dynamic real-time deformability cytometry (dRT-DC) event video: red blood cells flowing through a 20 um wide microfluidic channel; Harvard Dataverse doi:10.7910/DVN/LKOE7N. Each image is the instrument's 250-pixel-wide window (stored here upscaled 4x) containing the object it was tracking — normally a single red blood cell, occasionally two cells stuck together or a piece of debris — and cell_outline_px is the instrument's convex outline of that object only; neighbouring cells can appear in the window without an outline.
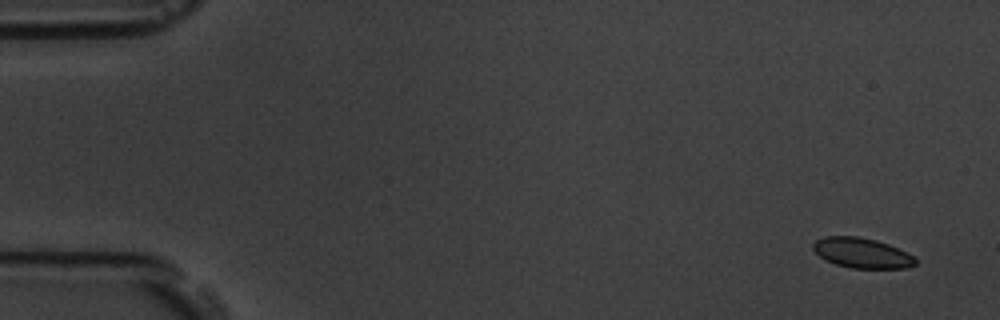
{"species": "common noctule bat (a hibernating species)", "species_latin": "Nyctalus noctula", "temperature_condition": "room temperature", "stored_images_in_passage": 5, "camera_frame_rate_fps": 3000, "um_per_image_px": 0.085, "animal": {"sex": "male", "body_mass_g": 19.5, "forearm_length_mm": 54.6}, "frame": {"image": 1, "passage_image": 1, "time_ms": 0.0, "image_size_px": [1000, 320], "cell_outline_px": [[916, 264], [904, 268], [852, 268], [836, 264], [824, 260], [812, 248], [812, 244], [816, 240], [824, 236], [856, 236], [876, 240], [888, 244], [912, 256], [916, 260]], "centroid_in_image_um": [73.21, 21.5], "position_along_channel_um": 11.8, "area_um2": 17.74}}
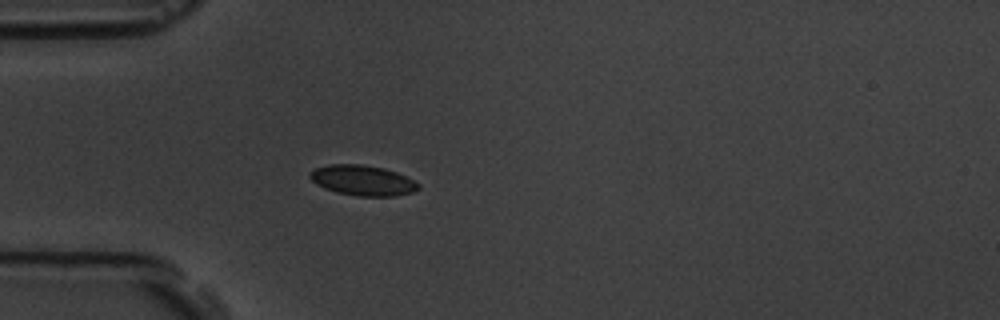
{"frame": {"image": 2, "passage_image": 5, "time_ms": 4.667, "image_size_px": [1000, 320], "cell_outline_px": [[420, 188], [412, 192], [396, 196], [356, 196], [336, 192], [324, 188], [316, 184], [308, 176], [308, 172], [316, 168], [328, 164], [360, 164], [384, 168], [396, 172], [420, 184]], "centroid_in_image_um": [30.79, 15.33], "position_along_channel_um": 54.2, "area_um2": 19.19}}